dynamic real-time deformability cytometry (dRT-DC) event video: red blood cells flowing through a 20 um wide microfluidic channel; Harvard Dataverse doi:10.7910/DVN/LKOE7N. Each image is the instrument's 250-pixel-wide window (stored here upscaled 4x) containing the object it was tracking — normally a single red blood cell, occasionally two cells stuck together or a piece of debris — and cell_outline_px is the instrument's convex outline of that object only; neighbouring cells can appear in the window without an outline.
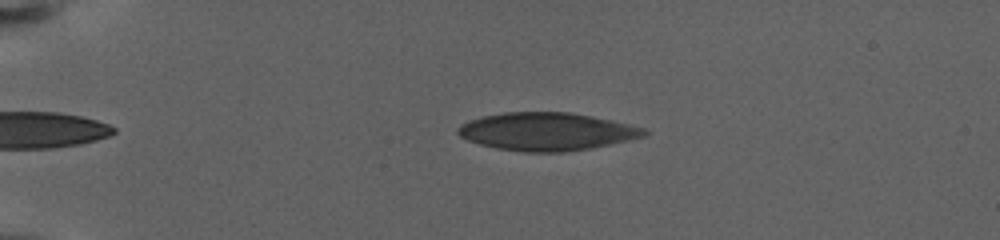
{"species": "human", "species_latin": "Homo sapiens", "temperature_condition": "warm", "stored_images_in_passage": 50, "camera_frame_rate_fps": 3000, "um_per_image_px": 0.085, "donor": {"sex": "female"}, "frame": {"image": 1, "passage_image": 19, "time_ms": 5.333, "image_size_px": [1000, 240], "cell_outline_px": [[648, 132], [644, 136], [608, 144], [588, 148], [564, 152], [524, 152], [496, 148], [480, 144], [468, 140], [460, 136], [456, 132], [456, 128], [460, 124], [468, 120], [480, 116], [504, 112], [568, 112], [628, 124], [644, 128]], "centroid_in_image_um": [46.37, 11.18], "position_along_channel_um": 38.6, "area_um2": 40.75}}
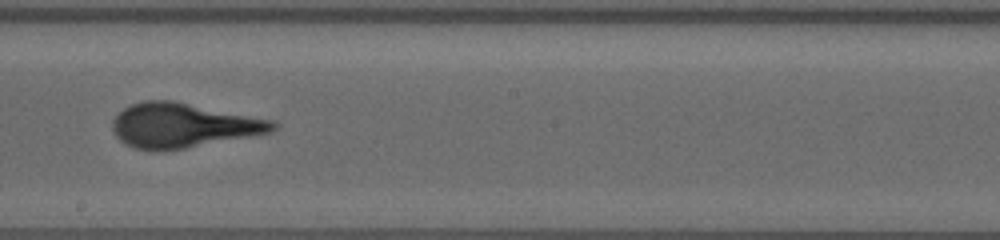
{"frame": {"image": 2, "passage_image": 36, "time_ms": 14.333, "image_size_px": [1000, 240], "cell_outline_px": [[276, 128], [268, 132], [252, 136], [184, 148], [156, 152], [136, 148], [124, 144], [116, 136], [112, 128], [112, 120], [124, 108], [132, 104], [144, 100], [172, 100], [272, 120], [276, 124]], "centroid_in_image_um": [15.5, 10.66], "position_along_channel_um": 232.7, "area_um2": 41.27}}
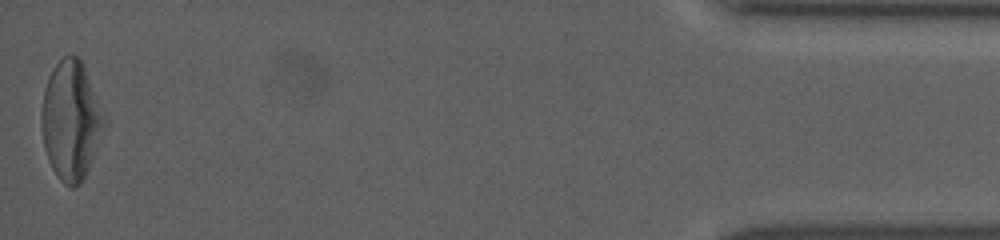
{"frame": {"image": 3, "passage_image": 50, "time_ms": 24.0, "image_size_px": [1000, 240], "cell_outline_px": [[108, 124], [92, 160], [80, 184], [72, 188], [64, 184], [60, 180], [52, 168], [48, 160], [44, 148], [40, 124], [40, 112], [44, 88], [48, 76], [52, 68], [64, 56], [76, 56], [80, 60], [84, 68], [108, 120]], "centroid_in_image_um": [6.03, 10.26], "position_along_channel_um": 429.2, "area_um2": 43.87}}